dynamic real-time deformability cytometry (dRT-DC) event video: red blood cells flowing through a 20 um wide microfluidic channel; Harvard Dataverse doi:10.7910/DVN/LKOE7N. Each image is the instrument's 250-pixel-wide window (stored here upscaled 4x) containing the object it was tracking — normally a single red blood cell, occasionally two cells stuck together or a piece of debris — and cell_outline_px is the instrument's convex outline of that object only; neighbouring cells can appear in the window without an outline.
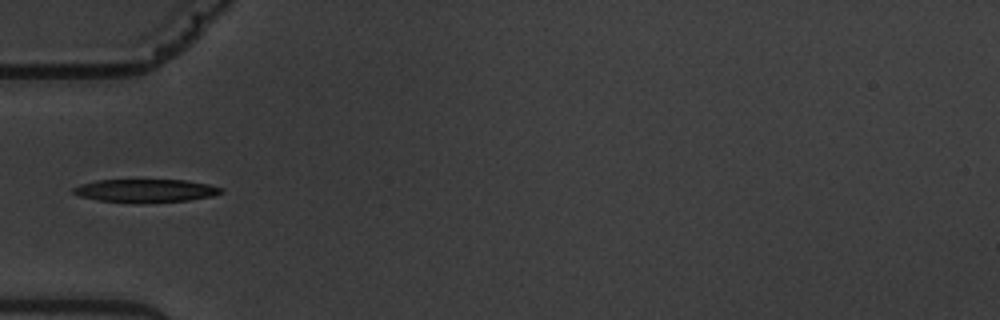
{"species": "common noctule bat (a hibernating species)", "species_latin": "Nyctalus noctula", "temperature_condition": "warm", "stored_images_in_passage": 6, "camera_frame_rate_fps": 3000, "um_per_image_px": 0.085, "animal": {"sex": "male", "body_mass_g": 19.5, "forearm_length_mm": 54.6}, "frame": {"image": 1, "passage_image": 6, "time_ms": 5.667, "image_size_px": [1000, 320], "cell_outline_px": [[224, 192], [212, 196], [188, 200], [96, 200], [80, 196], [72, 192], [72, 188], [80, 184], [96, 180], [184, 180], [208, 184], [224, 188]], "centroid_in_image_um": [12.39, 16.16], "position_along_channel_um": 72.6, "area_um2": 18.9}}